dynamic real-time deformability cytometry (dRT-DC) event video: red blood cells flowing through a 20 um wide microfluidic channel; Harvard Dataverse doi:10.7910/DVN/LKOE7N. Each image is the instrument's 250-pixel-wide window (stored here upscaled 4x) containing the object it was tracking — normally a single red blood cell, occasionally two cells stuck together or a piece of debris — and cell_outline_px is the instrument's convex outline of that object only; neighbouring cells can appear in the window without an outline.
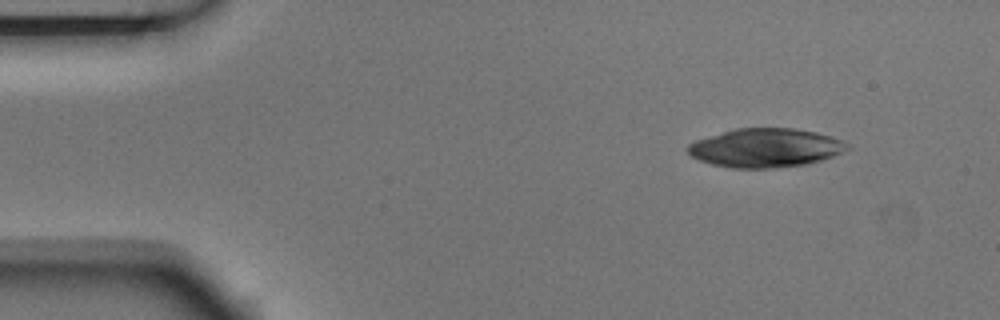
{"species": "Egyptian fruit bat (a non-hibernating species)", "species_latin": "Rousettus aegyptiacus", "temperature_condition": "room temperature", "stored_images_in_passage": 5, "camera_frame_rate_fps": 3000, "um_per_image_px": 0.085, "animal": {"sex": "male"}, "frame": {"image": 1, "passage_image": 1, "time_ms": 0.0, "image_size_px": [1000, 320], "cell_outline_px": [[852, 148], [832, 156], [808, 164], [772, 168], [732, 168], [712, 164], [700, 160], [692, 156], [684, 148], [688, 144], [696, 140], [736, 128], [792, 128], [816, 132], [832, 136], [844, 140]], "centroid_in_image_um": [65.09, 12.56], "position_along_channel_um": 19.9, "area_um2": 36.13}}